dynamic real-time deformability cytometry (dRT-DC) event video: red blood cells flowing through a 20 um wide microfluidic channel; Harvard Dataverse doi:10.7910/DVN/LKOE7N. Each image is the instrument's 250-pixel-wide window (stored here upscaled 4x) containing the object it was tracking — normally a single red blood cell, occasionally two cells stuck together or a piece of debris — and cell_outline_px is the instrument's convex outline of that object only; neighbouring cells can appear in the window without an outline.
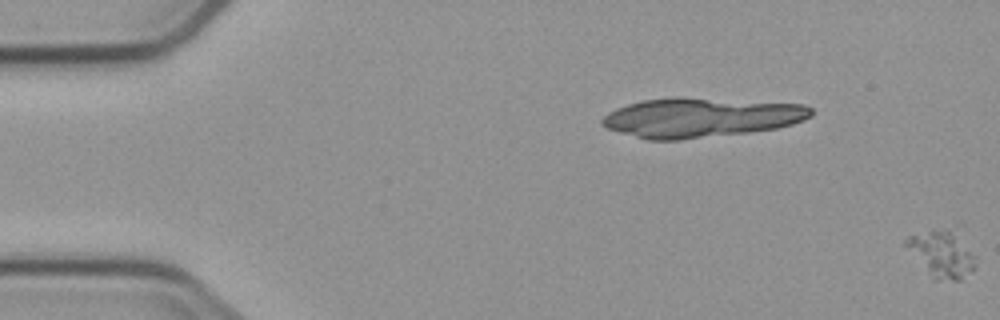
{"species": "common noctule bat (a hibernating species)", "species_latin": "Nyctalus noctula", "temperature_condition": "cold", "stored_images_in_passage": 3, "camera_frame_rate_fps": 3000, "um_per_image_px": 0.085, "animal": {"sex": "male", "body_mass_g": 23.1, "forearm_length_mm": 52.7}, "frame": {"image": 1, "passage_image": 3, "time_ms": 2.0, "image_size_px": [1000, 320], "cell_outline_px": [[972, 268], [960, 280], [936, 280], [904, 244], [904, 240], [908, 236], [944, 228], [948, 228], [972, 256]], "centroid_in_image_um": [79.96, 21.6], "position_along_channel_um": 5.0, "area_um2": 17.11}}